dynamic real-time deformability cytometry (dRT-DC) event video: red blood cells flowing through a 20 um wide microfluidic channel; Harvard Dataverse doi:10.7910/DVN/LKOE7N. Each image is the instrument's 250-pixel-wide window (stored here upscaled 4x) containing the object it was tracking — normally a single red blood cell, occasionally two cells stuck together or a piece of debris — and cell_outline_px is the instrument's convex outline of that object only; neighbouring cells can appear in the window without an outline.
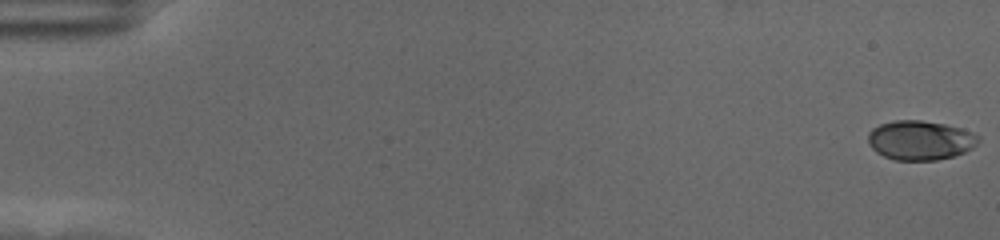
{"species": "human", "species_latin": "Homo sapiens", "temperature_condition": "cold", "stored_images_in_passage": 59, "camera_frame_rate_fps": 3000, "um_per_image_px": 0.085, "donor": {"sex": "female"}, "frame": {"image": 1, "passage_image": 1, "time_ms": 0.0, "image_size_px": [1000, 240], "cell_outline_px": [[980, 140], [972, 148], [956, 156], [936, 160], [896, 160], [884, 156], [876, 152], [872, 148], [868, 140], [868, 132], [872, 128], [880, 124], [896, 120], [920, 120], [944, 124], [964, 128], [980, 136]], "centroid_in_image_um": [78.24, 11.92], "position_along_channel_um": 6.8, "area_um2": 25.49}}
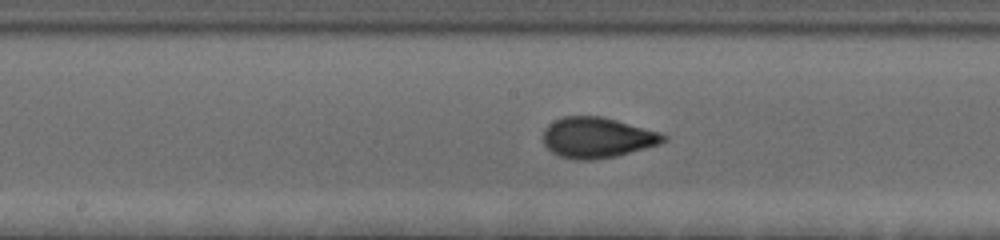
{"frame": {"image": 2, "passage_image": 32, "time_ms": 10.333, "image_size_px": [1000, 240], "cell_outline_px": [[668, 140], [660, 144], [616, 156], [592, 160], [572, 160], [560, 156], [552, 152], [544, 144], [544, 128], [548, 124], [564, 116], [600, 116], [616, 120], [660, 132], [668, 136]], "centroid_in_image_um": [50.77, 11.7], "position_along_channel_um": 197.4, "area_um2": 28.44}}
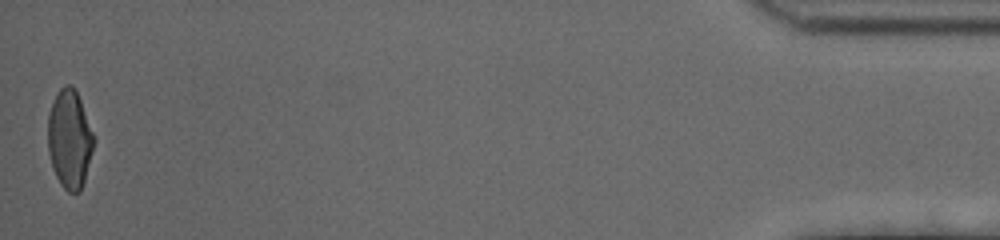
{"frame": {"image": 3, "passage_image": 59, "time_ms": 19.333, "image_size_px": [1000, 240], "cell_outline_px": [[96, 140], [84, 180], [80, 192], [68, 192], [60, 184], [52, 168], [48, 152], [48, 112], [56, 92], [64, 84], [68, 84], [76, 92], [80, 100]], "centroid_in_image_um": [5.9, 11.83], "position_along_channel_um": 429.3, "area_um2": 26.41}, "authors_computed_cell_mechanics": {"area_um2": 26.877, "velocity_mm_per_s": 3.5237, "shape_relaxation_time_tau1_ms": 4.9265, "shape_relaxation_time_tau2_ms": 0.7244, "deformation_change_tau1": 0.1599, "deformation_change_tau2": 0.0558}}